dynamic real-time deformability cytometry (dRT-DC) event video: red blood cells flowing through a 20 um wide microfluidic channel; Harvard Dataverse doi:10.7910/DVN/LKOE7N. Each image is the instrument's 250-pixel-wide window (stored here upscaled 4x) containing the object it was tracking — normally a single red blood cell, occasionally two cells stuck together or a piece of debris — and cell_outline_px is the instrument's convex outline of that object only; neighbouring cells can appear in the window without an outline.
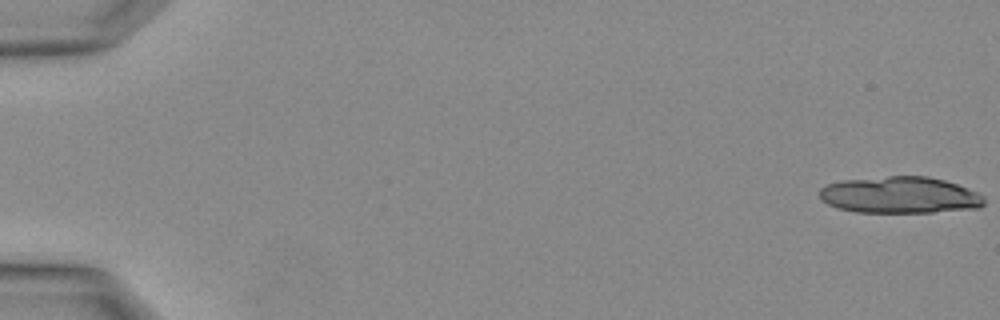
{"species": "Egyptian fruit bat (a non-hibernating species)", "species_latin": "Rousettus aegyptiacus", "temperature_condition": "warm", "stored_images_in_passage": 4, "camera_frame_rate_fps": 3000, "um_per_image_px": 0.085, "animal": {"sex": "female"}, "frame": {"image": 1, "passage_image": 1, "time_ms": 0.0, "image_size_px": [1000, 320], "cell_outline_px": [[984, 204], [980, 208], [932, 212], [856, 212], [836, 208], [828, 204], [820, 196], [820, 188], [828, 184], [840, 180], [888, 176], [928, 176], [944, 180], [956, 184], [976, 192], [984, 196]], "centroid_in_image_um": [76.49, 16.58], "position_along_channel_um": 8.5, "area_um2": 35.14}}
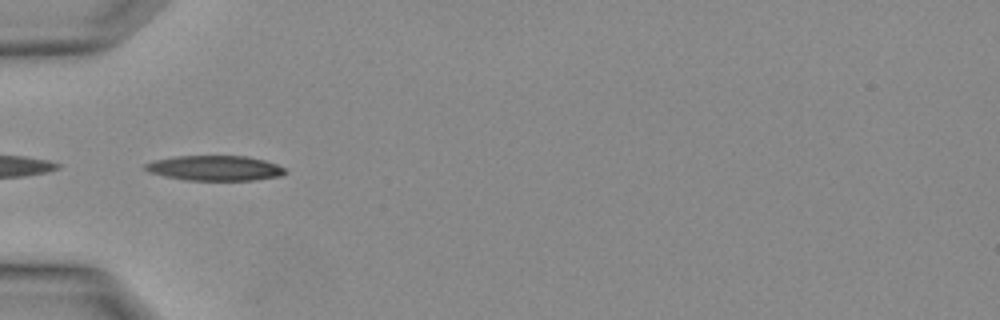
{"frame": {"image": 2, "passage_image": 4, "time_ms": 1.0, "image_size_px": [1000, 320], "cell_outline_px": [[288, 172], [280, 176], [252, 180], [184, 180], [164, 176], [148, 172], [144, 168], [144, 164], [156, 160], [176, 156], [248, 156], [264, 160], [276, 164], [284, 168]], "centroid_in_image_um": [18.26, 14.29], "position_along_channel_um": 66.7, "area_um2": 20.4}}